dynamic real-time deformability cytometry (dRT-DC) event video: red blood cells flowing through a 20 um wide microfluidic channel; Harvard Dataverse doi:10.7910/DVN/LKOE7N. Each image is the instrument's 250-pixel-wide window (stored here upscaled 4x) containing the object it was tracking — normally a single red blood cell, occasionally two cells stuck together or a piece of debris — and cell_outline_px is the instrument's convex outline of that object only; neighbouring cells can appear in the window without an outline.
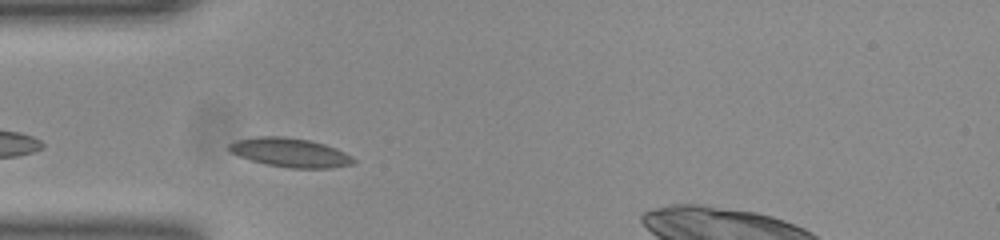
{"species": "common noctule bat (a hibernating species)", "species_latin": "Nyctalus noctula", "temperature_condition": "room temperature", "stored_images_in_passage": 30, "camera_frame_rate_fps": 3000, "um_per_image_px": 0.085, "animal": {"sex": "female", "body_mass_g": 23.0, "forearm_length_mm": 53.4}, "frame": {"image": 1, "passage_image": 3, "time_ms": 0.667, "image_size_px": [1000, 240], "cell_outline_px": [[356, 160], [352, 164], [332, 168], [292, 168], [268, 164], [252, 160], [240, 156], [232, 152], [228, 148], [228, 144], [236, 140], [256, 136], [284, 136], [308, 140], [324, 144], [336, 148], [352, 156]], "centroid_in_image_um": [24.68, 12.96], "position_along_channel_um": 60.3, "area_um2": 20.87}}
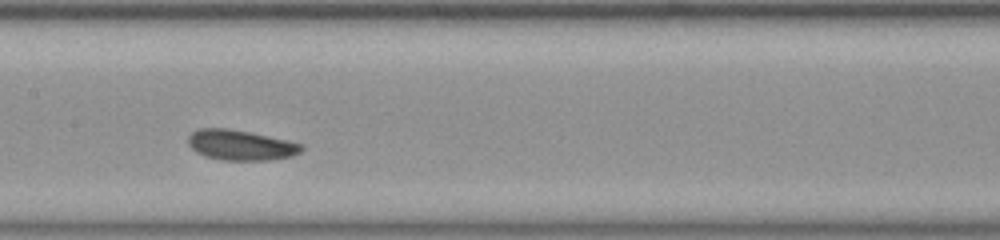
{"frame": {"image": 2, "passage_image": 13, "time_ms": 4.0, "image_size_px": [1000, 240], "cell_outline_px": [[304, 148], [300, 152], [292, 156], [272, 160], [224, 160], [204, 156], [196, 152], [188, 144], [188, 136], [192, 132], [200, 128], [228, 128], [268, 136], [304, 144]], "centroid_in_image_um": [20.46, 12.34], "position_along_channel_um": 186.9, "area_um2": 20.0}}
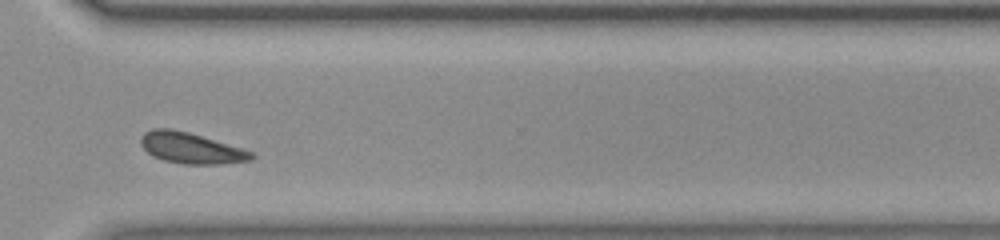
{"frame": {"image": 3, "passage_image": 26, "time_ms": 8.333, "image_size_px": [1000, 240], "cell_outline_px": [[256, 156], [252, 160], [224, 164], [184, 164], [164, 160], [148, 152], [140, 144], [140, 140], [144, 132], [152, 128], [168, 128], [188, 132], [240, 148], [252, 152]], "centroid_in_image_um": [16.23, 12.59], "position_along_channel_um": 354.4, "area_um2": 19.65}, "authors_computed_cell_mechanics": {"area_um2": 19.4208, "velocity_mm_per_s": 3.8615, "shape_relaxation_time_tau1_ms": 1.2319, "shape_relaxation_time_tau2_ms": 4.4986, "deformation_change_tau1": 0.0717, "deformation_change_tau2": 0.1088}}